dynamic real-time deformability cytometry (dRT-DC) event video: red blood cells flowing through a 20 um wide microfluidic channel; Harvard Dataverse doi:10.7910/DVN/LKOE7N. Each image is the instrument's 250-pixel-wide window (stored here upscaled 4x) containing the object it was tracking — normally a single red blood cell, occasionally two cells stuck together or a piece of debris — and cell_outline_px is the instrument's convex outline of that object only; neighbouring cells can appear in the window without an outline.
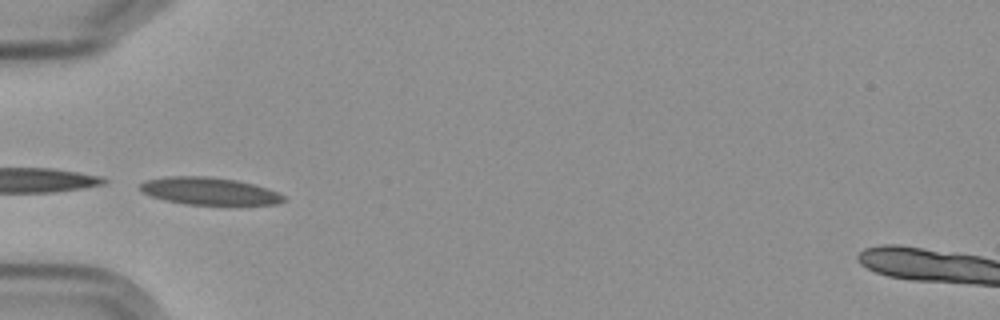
{"species": "Egyptian fruit bat (a non-hibernating species)", "species_latin": "Rousettus aegyptiacus", "temperature_condition": "cold", "stored_images_in_passage": 5, "camera_frame_rate_fps": 3000, "um_per_image_px": 0.085, "frame": {"image": 1, "passage_image": 3, "time_ms": 2.333, "image_size_px": [1000, 320], "cell_outline_px": [[284, 200], [276, 204], [184, 204], [164, 200], [140, 192], [140, 184], [144, 180], [168, 176], [204, 176], [236, 180], [268, 188], [284, 196]], "centroid_in_image_um": [17.71, 16.23], "position_along_channel_um": 67.3, "area_um2": 22.66}}
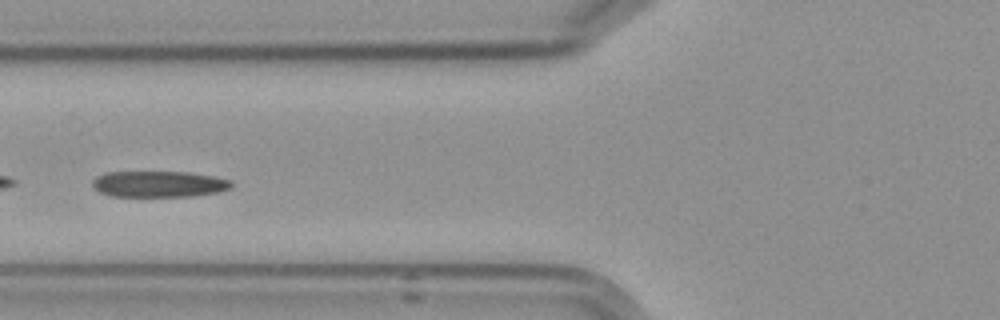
{"frame": {"image": 2, "passage_image": 4, "time_ms": 3.667, "image_size_px": [1000, 320], "cell_outline_px": [[232, 188], [216, 192], [192, 196], [108, 196], [100, 192], [92, 184], [92, 180], [96, 176], [104, 172], [188, 172], [212, 176], [232, 180]], "centroid_in_image_um": [13.49, 15.64], "position_along_channel_um": 112.3, "area_um2": 21.15}}
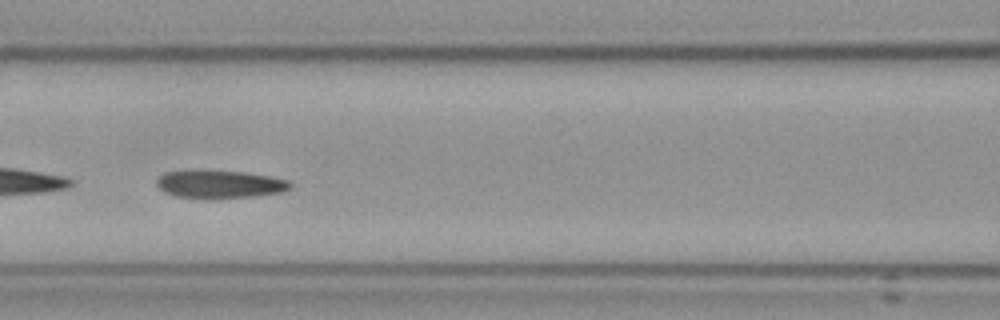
{"frame": {"image": 3, "passage_image": 5, "time_ms": 4.667, "image_size_px": [1000, 320], "cell_outline_px": [[292, 188], [280, 192], [252, 196], [216, 200], [204, 200], [176, 196], [164, 192], [156, 184], [156, 180], [164, 172], [244, 172], [268, 176], [288, 180], [292, 184]], "centroid_in_image_um": [18.68, 15.71], "position_along_channel_um": 147.9, "area_um2": 21.56}}